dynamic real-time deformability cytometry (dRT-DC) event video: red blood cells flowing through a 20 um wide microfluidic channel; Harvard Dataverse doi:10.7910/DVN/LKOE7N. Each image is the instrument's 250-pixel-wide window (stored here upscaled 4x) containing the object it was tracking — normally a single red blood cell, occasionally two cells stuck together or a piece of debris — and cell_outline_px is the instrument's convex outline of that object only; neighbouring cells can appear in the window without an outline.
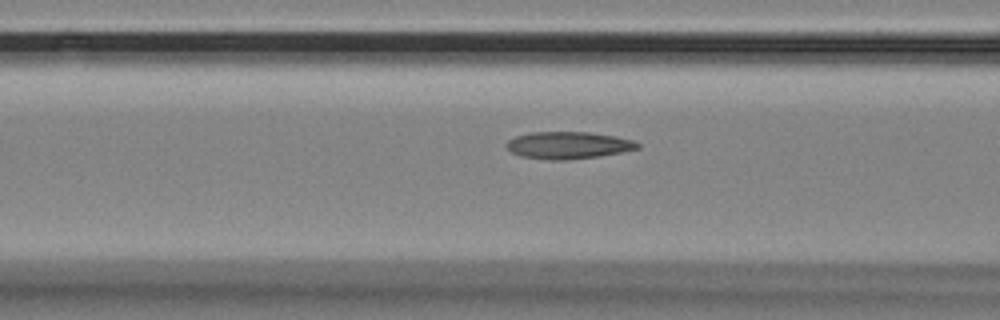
{"species": "Egyptian fruit bat (a non-hibernating species)", "species_latin": "Rousettus aegyptiacus", "temperature_condition": "room temperature", "stored_images_in_passage": 50, "camera_frame_rate_fps": 3000, "um_per_image_px": 0.085, "animal": {"sex": "female"}, "frame": {"image": 1, "passage_image": 15, "time_ms": 4.667, "image_size_px": [1000, 320], "cell_outline_px": [[640, 148], [600, 156], [564, 160], [552, 160], [520, 156], [512, 152], [504, 144], [508, 140], [516, 136], [528, 132], [588, 132], [616, 136], [632, 140], [640, 144]], "centroid_in_image_um": [48.28, 12.34], "position_along_channel_um": 118.3, "area_um2": 20.69}}
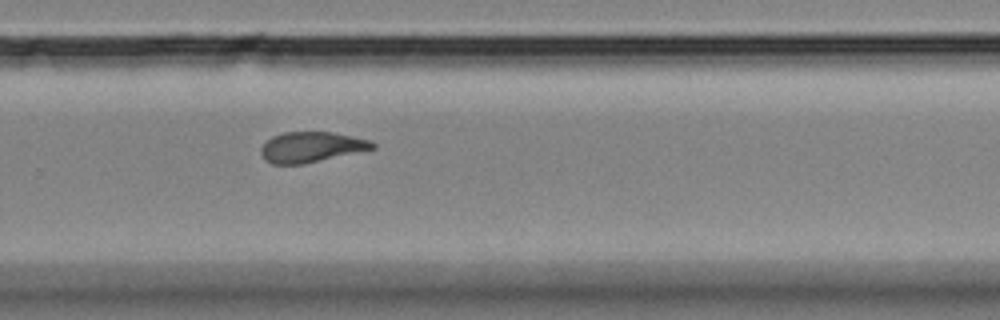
{"frame": {"image": 2, "passage_image": 31, "time_ms": 10.0, "image_size_px": [1000, 320], "cell_outline_px": [[376, 148], [304, 164], [272, 164], [264, 160], [260, 152], [260, 148], [272, 136], [284, 132], [332, 132], [372, 140], [376, 144]], "centroid_in_image_um": [26.46, 12.5], "position_along_channel_um": 303.3, "area_um2": 19.83}}
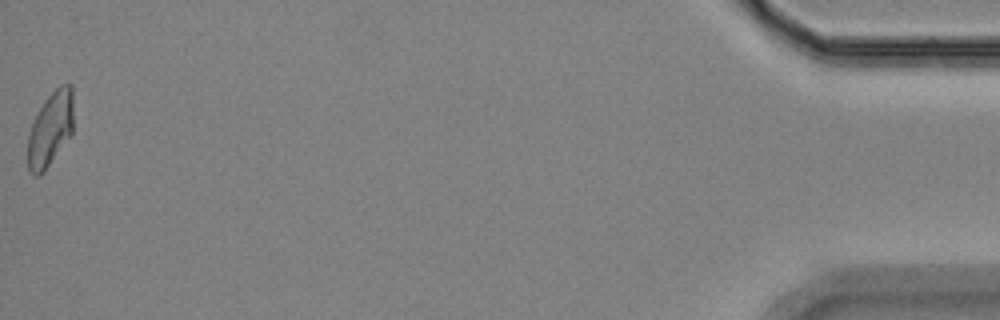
{"frame": {"image": 3, "passage_image": 50, "time_ms": 16.333, "image_size_px": [1000, 320], "cell_outline_px": [[72, 132], [44, 172], [36, 176], [28, 168], [28, 132], [44, 100], [60, 84], [72, 84]], "centroid_in_image_um": [4.27, 10.95], "position_along_channel_um": 430.9, "area_um2": 19.42}, "authors_computed_cell_mechanics": {"area_um2": 20.2589, "velocity_mm_per_s": 3.4778, "shape_relaxation_time_tau1_ms": null, "shape_relaxation_time_tau2_ms": 3.0755, "deformation_change_tau1": null, "deformation_change_tau2": 0.1011}}